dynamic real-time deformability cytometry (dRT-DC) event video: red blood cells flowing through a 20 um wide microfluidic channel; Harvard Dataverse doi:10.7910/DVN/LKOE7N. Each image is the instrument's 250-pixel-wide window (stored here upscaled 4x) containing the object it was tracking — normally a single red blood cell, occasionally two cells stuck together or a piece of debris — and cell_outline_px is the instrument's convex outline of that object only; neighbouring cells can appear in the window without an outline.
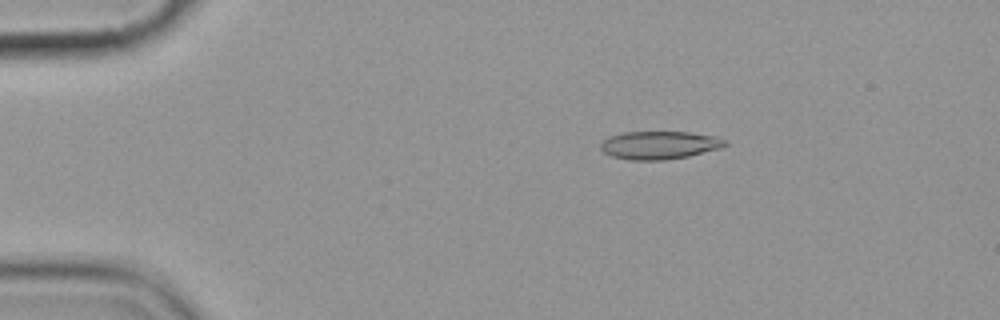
{"species": "common noctule bat (a hibernating species)", "species_latin": "Nyctalus noctula", "temperature_condition": "cold", "stored_images_in_passage": 5, "camera_frame_rate_fps": 3000, "um_per_image_px": 0.085, "animal": {"sex": "female", "body_mass_g": 19.9}, "frame": {"image": 1, "passage_image": 3, "time_ms": 2.333, "image_size_px": [1000, 320], "cell_outline_px": [[728, 144], [720, 148], [688, 156], [664, 160], [628, 160], [612, 156], [604, 152], [600, 148], [600, 144], [608, 136], [624, 132], [688, 132], [716, 136], [728, 140]], "centroid_in_image_um": [56.05, 12.33], "position_along_channel_um": 28.9, "area_um2": 20.4}}